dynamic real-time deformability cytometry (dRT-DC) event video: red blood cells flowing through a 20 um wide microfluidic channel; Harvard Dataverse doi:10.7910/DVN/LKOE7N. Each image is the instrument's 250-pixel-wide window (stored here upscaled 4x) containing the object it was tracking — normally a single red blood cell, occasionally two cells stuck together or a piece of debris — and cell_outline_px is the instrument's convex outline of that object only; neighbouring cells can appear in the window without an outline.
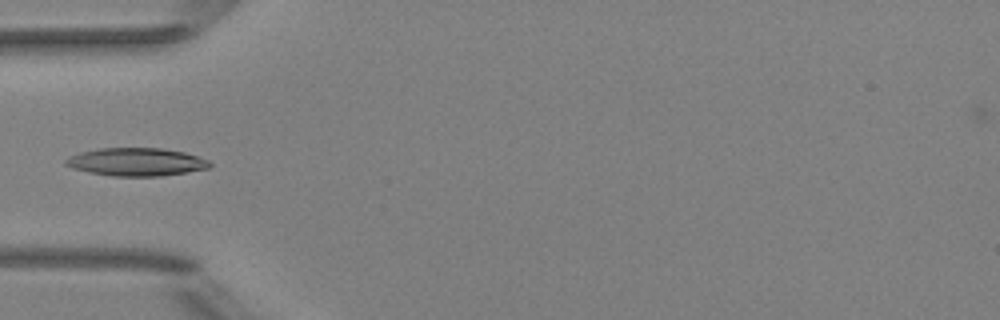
{"species": "Egyptian fruit bat (a non-hibernating species)", "species_latin": "Rousettus aegyptiacus", "temperature_condition": "room temperature", "stored_images_in_passage": 35, "camera_frame_rate_fps": 3000, "um_per_image_px": 0.085, "animal": {"sex": "female"}, "frame": {"image": 1, "passage_image": 1, "time_ms": 0.0, "image_size_px": [1000, 320], "cell_outline_px": [[212, 164], [208, 168], [188, 172], [160, 176], [112, 176], [88, 172], [72, 168], [64, 164], [64, 160], [68, 156], [80, 152], [96, 148], [164, 148], [184, 152], [208, 160]], "centroid_in_image_um": [11.55, 13.76], "position_along_channel_um": 73.5, "area_um2": 23.64}}
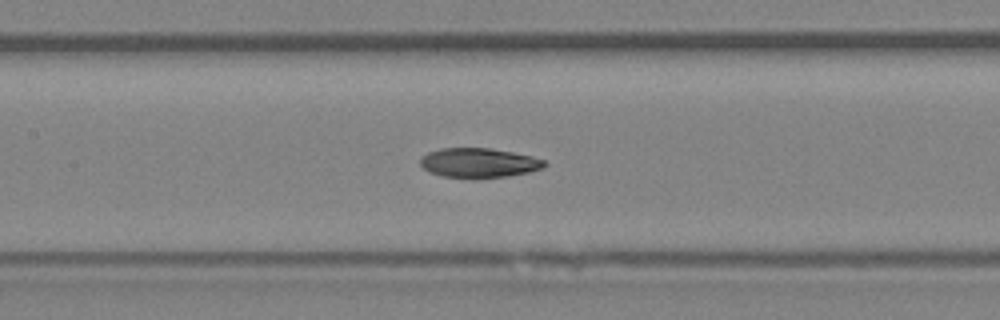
{"frame": {"image": 2, "passage_image": 8, "time_ms": 2.333, "image_size_px": [1000, 320], "cell_outline_px": [[548, 164], [544, 168], [528, 172], [508, 176], [444, 176], [428, 172], [420, 164], [420, 156], [428, 152], [440, 148], [488, 148], [512, 152], [532, 156], [544, 160]], "centroid_in_image_um": [40.7, 13.81], "position_along_channel_um": 166.7, "area_um2": 20.92}}
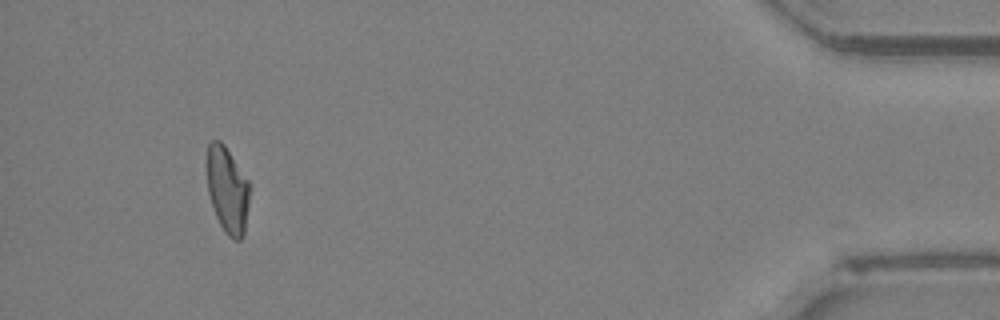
{"frame": {"image": 3, "passage_image": 32, "time_ms": 10.333, "image_size_px": [1000, 320], "cell_outline_px": [[248, 204], [244, 236], [240, 240], [232, 240], [224, 232], [216, 216], [208, 192], [204, 164], [208, 144], [212, 140], [220, 140], [224, 144], [248, 180]], "centroid_in_image_um": [19.28, 16.11], "position_along_channel_um": 415.9, "area_um2": 21.79}}